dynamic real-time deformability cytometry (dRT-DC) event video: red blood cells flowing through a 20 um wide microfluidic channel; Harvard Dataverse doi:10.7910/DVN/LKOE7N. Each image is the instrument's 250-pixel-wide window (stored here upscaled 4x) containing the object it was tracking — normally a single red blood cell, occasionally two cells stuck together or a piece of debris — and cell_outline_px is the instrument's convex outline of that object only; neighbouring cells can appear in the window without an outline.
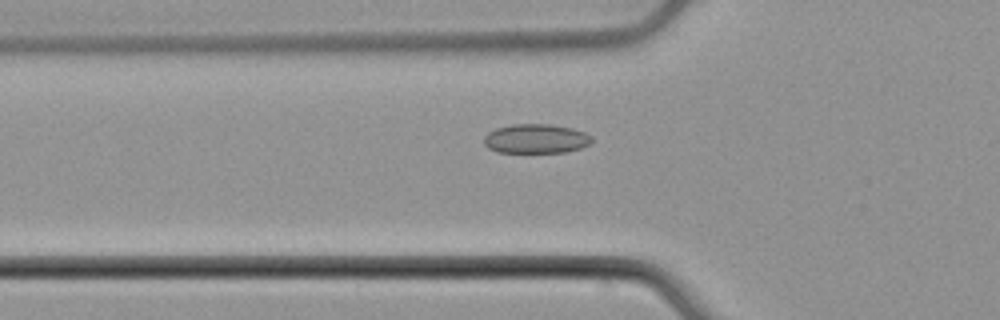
{"species": "common noctule bat (a hibernating species)", "species_latin": "Nyctalus noctula", "temperature_condition": "cold", "stored_images_in_passage": 52, "camera_frame_rate_fps": 3000, "um_per_image_px": 0.085, "animal": {"sex": "male", "body_mass_g": 21.5, "forearm_length_mm": 52.0}, "frame": {"image": 1, "passage_image": 18, "time_ms": 5.667, "image_size_px": [1000, 320], "cell_outline_px": [[592, 144], [580, 148], [564, 152], [496, 152], [488, 148], [484, 144], [484, 136], [488, 132], [496, 128], [512, 124], [548, 124], [572, 128], [584, 132], [592, 136]], "centroid_in_image_um": [45.55, 11.79], "position_along_channel_um": 80.2, "area_um2": 18.5}}
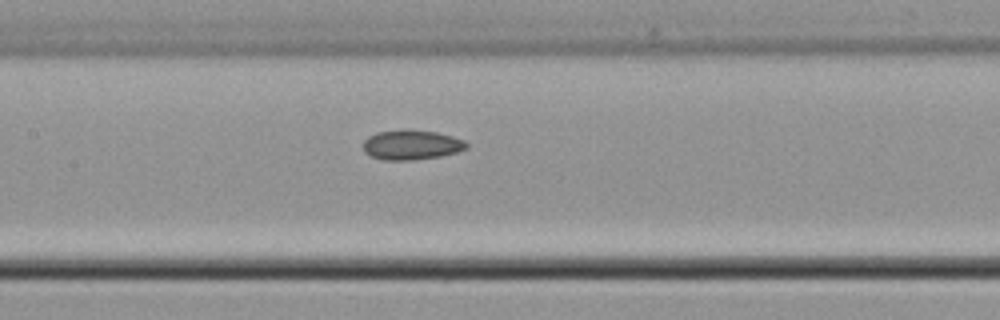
{"frame": {"image": 2, "passage_image": 25, "time_ms": 8.0, "image_size_px": [1000, 320], "cell_outline_px": [[468, 148], [456, 152], [440, 156], [408, 160], [384, 160], [372, 156], [364, 152], [364, 140], [368, 136], [376, 132], [436, 132], [452, 136], [464, 140], [468, 144]], "centroid_in_image_um": [34.99, 12.35], "position_along_channel_um": 172.4, "area_um2": 17.17}}
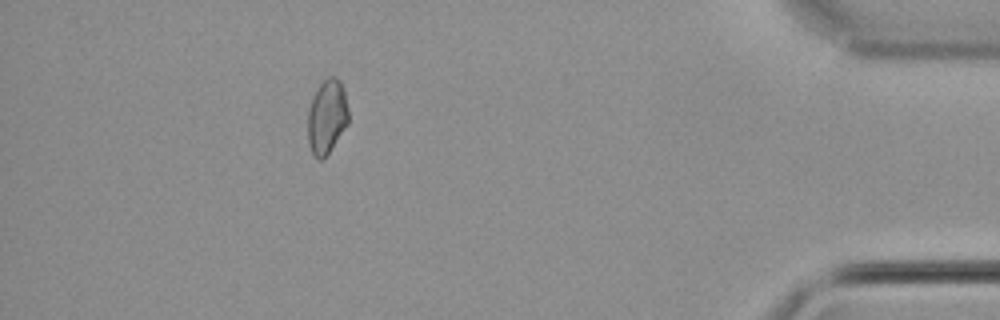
{"frame": {"image": 3, "passage_image": 47, "time_ms": 15.333, "image_size_px": [1000, 320], "cell_outline_px": [[348, 124], [328, 152], [320, 160], [312, 152], [308, 140], [308, 108], [316, 88], [328, 76], [336, 76], [340, 80], [344, 88], [348, 108]], "centroid_in_image_um": [27.79, 9.85], "position_along_channel_um": 407.4, "area_um2": 17.51}, "authors_computed_cell_mechanics": {"area_um2": 17.9469, "velocity_mm_per_s": 3.9382, "shape_relaxation_time_tau1_ms": null, "shape_relaxation_time_tau2_ms": 5.7162, "deformation_change_tau1": null, "deformation_change_tau2": 0.0809}}